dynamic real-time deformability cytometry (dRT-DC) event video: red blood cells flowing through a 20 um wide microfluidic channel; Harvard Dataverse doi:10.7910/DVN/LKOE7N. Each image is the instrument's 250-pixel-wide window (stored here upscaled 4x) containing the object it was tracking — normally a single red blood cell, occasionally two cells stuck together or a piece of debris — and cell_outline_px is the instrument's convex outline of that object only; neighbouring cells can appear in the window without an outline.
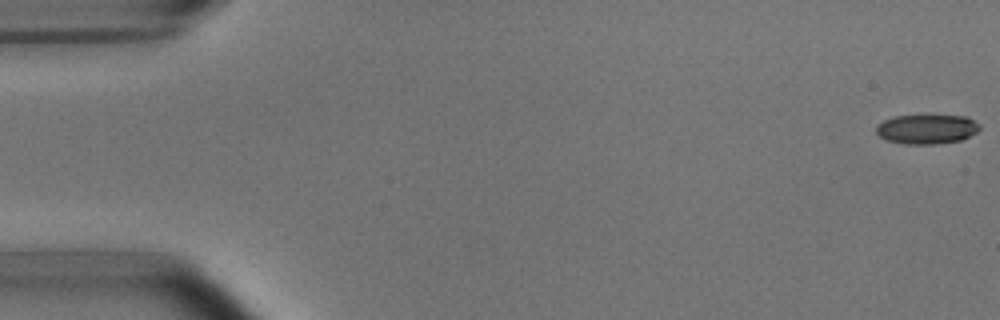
{"species": "common noctule bat (a hibernating species)", "species_latin": "Nyctalus noctula", "temperature_condition": "room temperature", "stored_images_in_passage": 3, "camera_frame_rate_fps": 3000, "um_per_image_px": 0.085, "animal": {"sex": "male", "body_mass_g": 15.6}, "frame": {"image": 1, "passage_image": 1, "time_ms": 0.0, "image_size_px": [1000, 320], "cell_outline_px": [[980, 128], [976, 132], [960, 140], [936, 144], [904, 144], [888, 140], [880, 136], [876, 132], [876, 128], [884, 120], [896, 116], [968, 116], [980, 124]], "centroid_in_image_um": [78.8, 10.98], "position_along_channel_um": 6.2, "area_um2": 17.51}}